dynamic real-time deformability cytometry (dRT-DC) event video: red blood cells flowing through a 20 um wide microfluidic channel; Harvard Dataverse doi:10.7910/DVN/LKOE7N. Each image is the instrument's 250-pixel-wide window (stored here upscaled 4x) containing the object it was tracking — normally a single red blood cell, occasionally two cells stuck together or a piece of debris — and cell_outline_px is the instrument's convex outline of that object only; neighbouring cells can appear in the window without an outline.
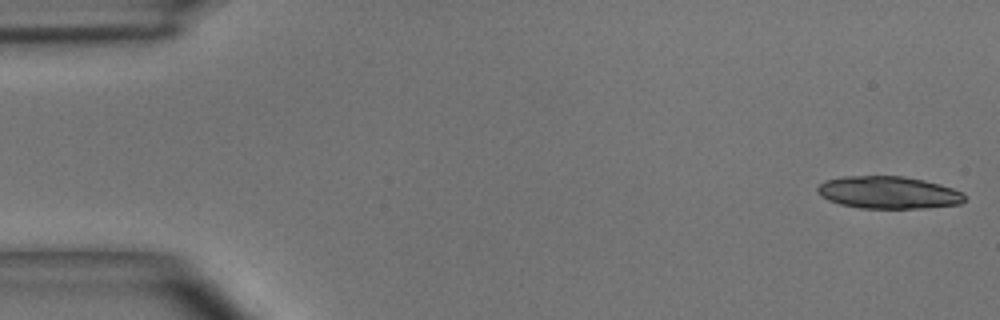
{"species": "common noctule bat (a hibernating species)", "species_latin": "Nyctalus noctula", "temperature_condition": "room temperature", "stored_images_in_passage": 14, "camera_frame_rate_fps": 3000, "um_per_image_px": 0.085, "animal": {"sex": "male", "body_mass_g": 15.6}, "frame": {"image": 1, "passage_image": 1, "time_ms": 0.0, "image_size_px": [1000, 320], "cell_outline_px": [[964, 200], [960, 204], [924, 208], [860, 208], [840, 204], [828, 200], [820, 196], [816, 192], [816, 188], [824, 180], [844, 176], [904, 176], [924, 180], [940, 184], [952, 188], [960, 192], [964, 196]], "centroid_in_image_um": [75.46, 16.36], "position_along_channel_um": 9.5, "area_um2": 27.8}}
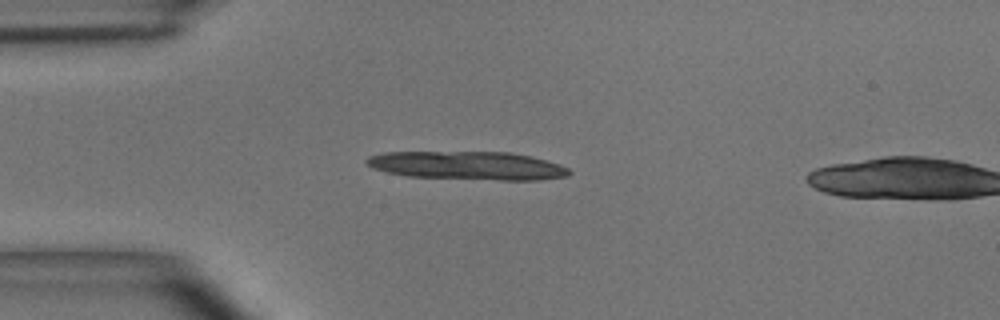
{"frame": {"image": 2, "passage_image": 12, "time_ms": 3.667, "image_size_px": [1000, 320], "cell_outline_px": [[572, 172], [568, 176], [540, 180], [500, 180], [408, 176], [388, 172], [372, 168], [364, 160], [368, 156], [384, 152], [508, 152], [532, 156], [560, 164], [568, 168]], "centroid_in_image_um": [39.78, 14.07], "position_along_channel_um": 45.2, "area_um2": 33.52}}